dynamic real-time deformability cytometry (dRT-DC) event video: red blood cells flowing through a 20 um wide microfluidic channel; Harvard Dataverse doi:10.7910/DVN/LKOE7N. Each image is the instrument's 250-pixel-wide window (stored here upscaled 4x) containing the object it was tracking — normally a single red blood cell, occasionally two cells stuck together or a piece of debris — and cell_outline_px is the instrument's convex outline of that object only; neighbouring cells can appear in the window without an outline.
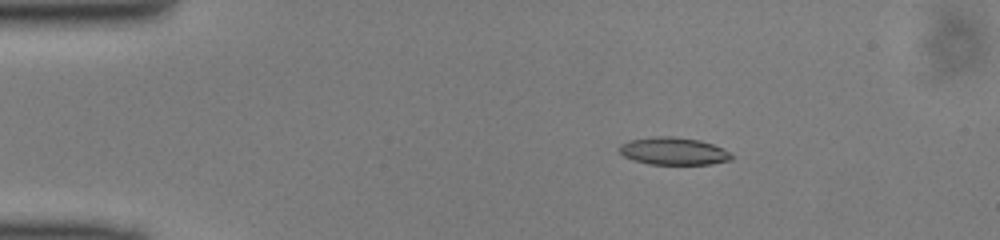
{"species": "common noctule bat (a hibernating species)", "species_latin": "Nyctalus noctula", "temperature_condition": "cold", "stored_images_in_passage": 50, "camera_frame_rate_fps": 3000, "um_per_image_px": 0.085, "animal": {"sex": "male", "body_mass_g": 13.0, "forearm_length_mm": 53.1}, "frame": {"image": 1, "passage_image": 9, "time_ms": 2.667, "image_size_px": [1000, 240], "cell_outline_px": [[736, 156], [732, 160], [712, 164], [648, 164], [632, 160], [624, 156], [620, 152], [620, 144], [628, 140], [656, 136], [672, 136], [700, 140], [724, 148], [732, 152]], "centroid_in_image_um": [57.31, 12.85], "position_along_channel_um": 27.7, "area_um2": 18.26}}
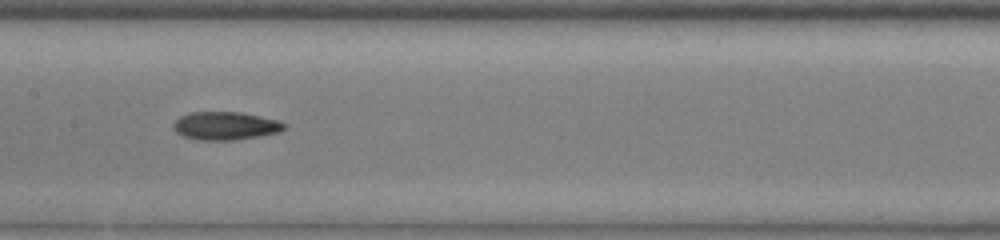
{"frame": {"image": 2, "passage_image": 25, "time_ms": 8.0, "image_size_px": [1000, 240], "cell_outline_px": [[284, 128], [280, 132], [260, 136], [236, 140], [196, 140], [184, 136], [176, 132], [172, 128], [172, 124], [180, 116], [188, 112], [240, 112], [260, 116], [276, 120], [284, 124]], "centroid_in_image_um": [19.11, 10.7], "position_along_channel_um": 188.3, "area_um2": 18.21}}
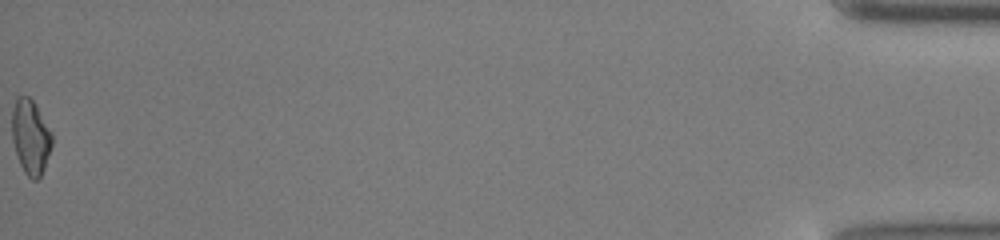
{"frame": {"image": 3, "passage_image": 50, "time_ms": 16.333, "image_size_px": [1000, 240], "cell_outline_px": [[52, 144], [44, 168], [40, 176], [36, 180], [32, 180], [24, 172], [20, 164], [12, 140], [12, 108], [16, 96], [28, 96], [32, 100], [52, 132]], "centroid_in_image_um": [2.58, 11.62], "position_along_channel_um": 432.6, "area_um2": 17.28}}